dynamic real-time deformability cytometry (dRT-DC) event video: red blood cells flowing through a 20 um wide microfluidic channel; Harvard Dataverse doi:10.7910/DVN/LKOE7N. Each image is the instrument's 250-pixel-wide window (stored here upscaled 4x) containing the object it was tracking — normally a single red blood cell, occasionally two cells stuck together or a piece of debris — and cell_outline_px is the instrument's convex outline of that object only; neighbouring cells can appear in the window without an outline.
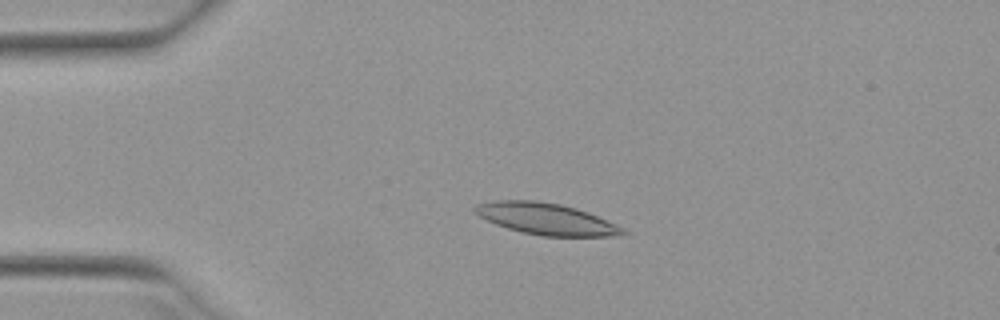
{"species": "Egyptian fruit bat (a non-hibernating species)", "species_latin": "Rousettus aegyptiacus", "temperature_condition": "warm", "stored_images_in_passage": 51, "camera_frame_rate_fps": 3000, "um_per_image_px": 0.085, "animal": {"sex": "female"}, "frame": {"image": 1, "passage_image": 11, "time_ms": 3.333, "image_size_px": [1000, 320], "cell_outline_px": [[628, 236], [540, 236], [520, 232], [496, 224], [472, 212], [472, 208], [476, 204], [496, 200], [536, 200], [560, 204], [576, 208], [588, 212], [616, 224], [624, 228], [628, 232]], "centroid_in_image_um": [46.45, 18.61], "position_along_channel_um": 38.6, "area_um2": 27.4}}
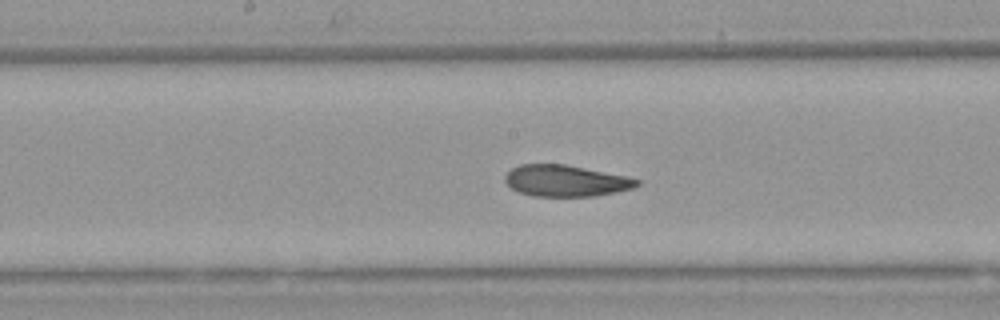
{"frame": {"image": 2, "passage_image": 26, "time_ms": 8.333, "image_size_px": [1000, 320], "cell_outline_px": [[640, 184], [632, 188], [616, 192], [596, 196], [532, 196], [516, 192], [504, 180], [504, 176], [512, 168], [520, 164], [564, 164], [628, 176], [640, 180]], "centroid_in_image_um": [48.08, 15.37], "position_along_channel_um": 200.1, "area_um2": 24.22}}
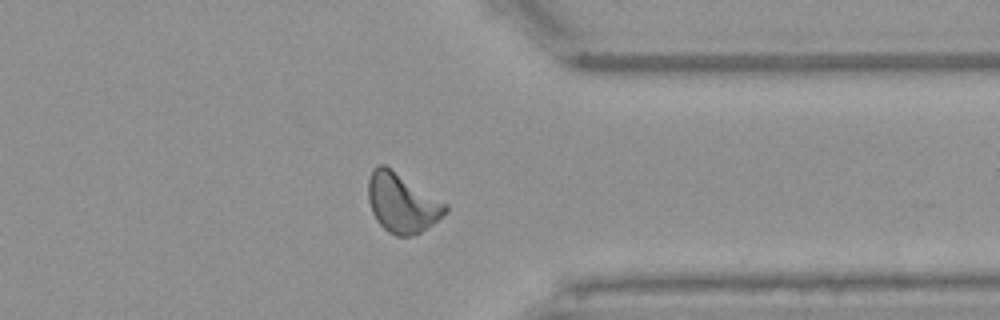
{"frame": {"image": 3, "passage_image": 40, "time_ms": 13.0, "image_size_px": [1000, 320], "cell_outline_px": [[448, 212], [432, 224], [420, 232], [412, 236], [396, 236], [388, 232], [376, 220], [372, 212], [368, 200], [368, 180], [372, 168], [376, 164], [384, 164], [448, 204]], "centroid_in_image_um": [34.16, 17.24], "position_along_channel_um": 377.2, "area_um2": 26.7}, "authors_computed_cell_mechanics": {"area_um2": 25.5476, "velocity_mm_per_s": 3.9182, "shape_relaxation_time_tau1_ms": 4.7475, "shape_relaxation_time_tau2_ms": 2.6563, "deformation_change_tau1": 0.1513, "deformation_change_tau2": 0.1063}}